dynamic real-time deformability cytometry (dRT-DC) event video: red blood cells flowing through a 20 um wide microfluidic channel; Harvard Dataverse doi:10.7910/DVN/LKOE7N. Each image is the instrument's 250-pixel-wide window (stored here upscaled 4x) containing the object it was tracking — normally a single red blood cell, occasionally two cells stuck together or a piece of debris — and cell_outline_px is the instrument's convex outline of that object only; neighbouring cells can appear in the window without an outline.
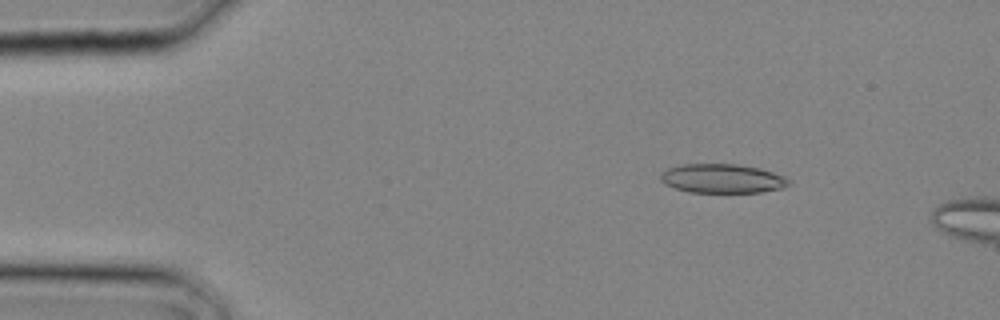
{"species": "common noctule bat (a hibernating species)", "species_latin": "Nyctalus noctula", "temperature_condition": "cold", "stored_images_in_passage": 2, "camera_frame_rate_fps": 3000, "um_per_image_px": 0.085, "animal": {"sex": "male", "body_mass_g": 20.4}, "frame": {"image": 1, "passage_image": 1, "time_ms": 0.0, "image_size_px": [1000, 320], "cell_outline_px": [[792, 184], [784, 188], [760, 192], [688, 192], [664, 184], [660, 180], [660, 176], [668, 168], [684, 164], [736, 164], [760, 168], [784, 176], [792, 180]], "centroid_in_image_um": [61.45, 15.18], "position_along_channel_um": 23.6, "area_um2": 21.79}}